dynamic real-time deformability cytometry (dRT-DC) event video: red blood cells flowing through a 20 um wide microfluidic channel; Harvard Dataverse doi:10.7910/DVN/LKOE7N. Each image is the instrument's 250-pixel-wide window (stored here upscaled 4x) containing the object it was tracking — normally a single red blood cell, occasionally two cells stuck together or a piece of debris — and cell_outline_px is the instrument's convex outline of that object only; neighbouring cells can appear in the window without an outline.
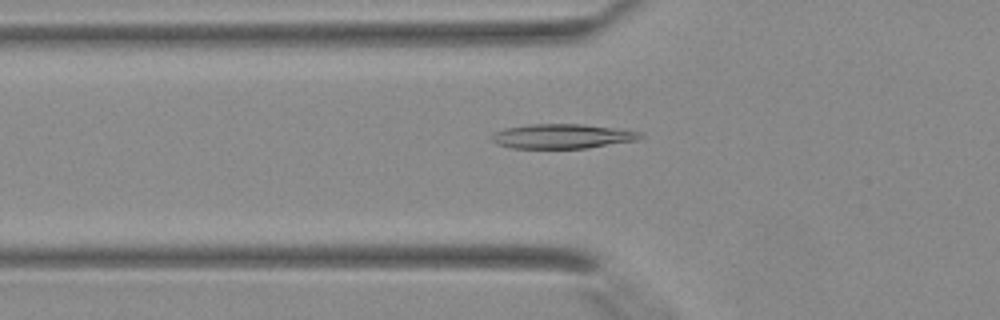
{"species": "Egyptian fruit bat (a non-hibernating species)", "species_latin": "Rousettus aegyptiacus", "temperature_condition": "warm", "stored_images_in_passage": 12, "camera_frame_rate_fps": 3000, "um_per_image_px": 0.085, "animal": {"sex": "female"}, "frame": {"image": 1, "passage_image": 5, "time_ms": 1.333, "image_size_px": [1000, 320], "cell_outline_px": [[644, 136], [636, 140], [588, 148], [512, 148], [496, 144], [488, 136], [492, 132], [504, 128], [528, 124], [584, 124], [640, 132]], "centroid_in_image_um": [47.7, 11.58], "position_along_channel_um": 78.1, "area_um2": 21.33}}
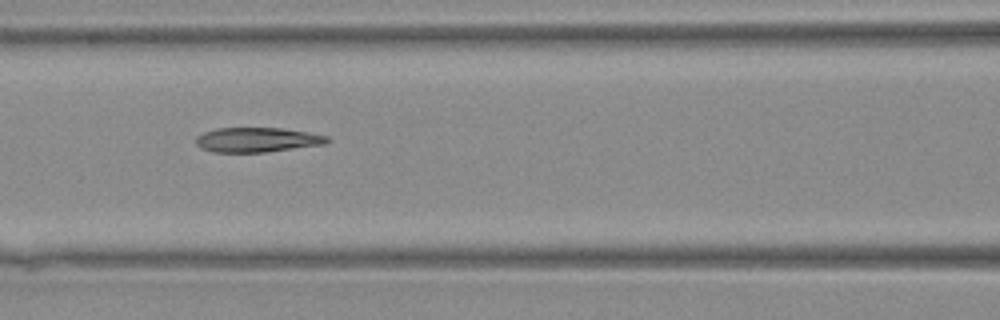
{"frame": {"image": 2, "passage_image": 9, "time_ms": 2.667, "image_size_px": [1000, 320], "cell_outline_px": [[332, 140], [324, 144], [264, 152], [212, 152], [200, 148], [196, 144], [196, 136], [204, 132], [216, 128], [284, 128], [308, 132], [328, 136]], "centroid_in_image_um": [21.85, 11.88], "position_along_channel_um": 144.8, "area_um2": 18.9}}
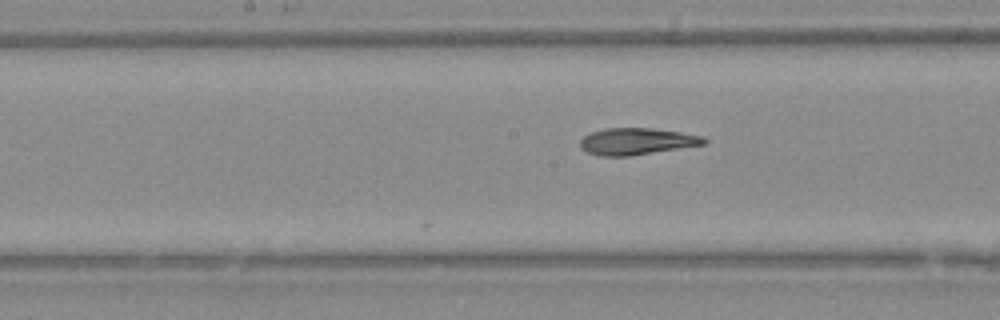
{"frame": {"image": 3, "passage_image": 12, "time_ms": 3.667, "image_size_px": [1000, 320], "cell_outline_px": [[708, 144], [632, 156], [600, 156], [588, 152], [580, 148], [580, 140], [584, 136], [592, 132], [604, 128], [652, 128], [680, 132], [704, 136], [708, 140]], "centroid_in_image_um": [54.17, 12.02], "position_along_channel_um": 194.0, "area_um2": 19.54}}